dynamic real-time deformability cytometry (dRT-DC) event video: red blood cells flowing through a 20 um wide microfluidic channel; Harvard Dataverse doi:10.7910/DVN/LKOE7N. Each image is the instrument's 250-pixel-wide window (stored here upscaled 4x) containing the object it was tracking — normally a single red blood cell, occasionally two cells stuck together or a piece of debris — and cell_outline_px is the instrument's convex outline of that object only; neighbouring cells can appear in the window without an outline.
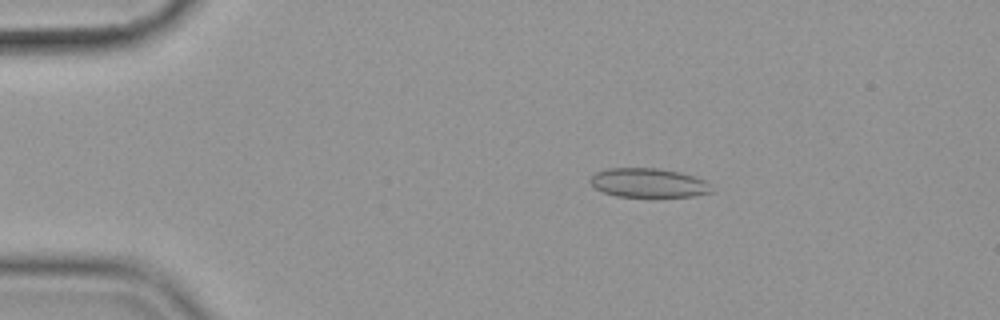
{"species": "common noctule bat (a hibernating species)", "species_latin": "Nyctalus noctula", "temperature_condition": "cold", "stored_images_in_passage": 57, "camera_frame_rate_fps": 3000, "um_per_image_px": 0.085, "animal": {"sex": "female", "body_mass_g": 19.9}, "frame": {"image": 1, "passage_image": 11, "time_ms": 3.333, "image_size_px": [1000, 320], "cell_outline_px": [[716, 192], [692, 196], [616, 196], [604, 192], [596, 188], [588, 180], [596, 172], [608, 168], [660, 168], [680, 172], [696, 176], [704, 180]], "centroid_in_image_um": [55.15, 15.53], "position_along_channel_um": 29.9, "area_um2": 20.58}}
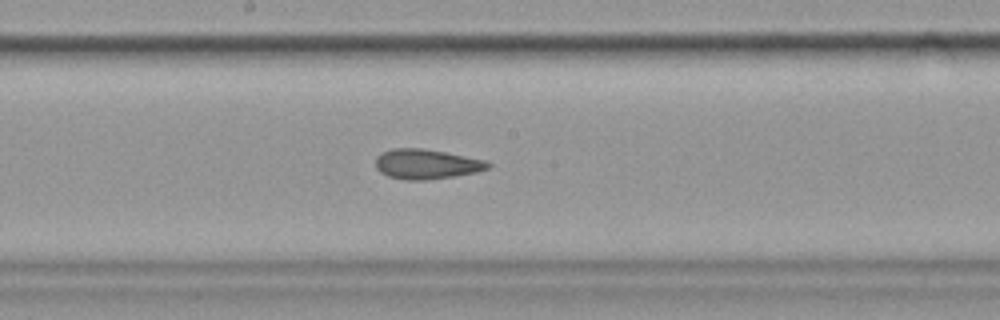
{"frame": {"image": 2, "passage_image": 31, "time_ms": 10.0, "image_size_px": [1000, 320], "cell_outline_px": [[492, 168], [476, 172], [456, 176], [424, 180], [404, 180], [388, 176], [380, 172], [376, 168], [376, 156], [380, 152], [392, 148], [424, 148], [484, 160], [492, 164]], "centroid_in_image_um": [36.23, 13.95], "position_along_channel_um": 212.0, "area_um2": 19.71}}
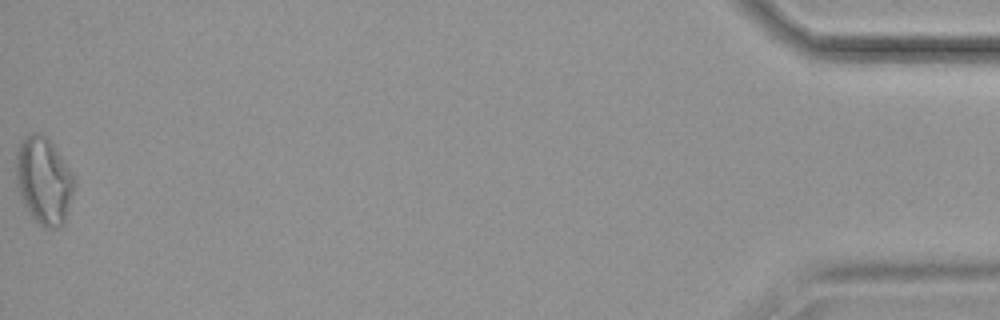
{"frame": {"image": 3, "passage_image": 57, "time_ms": 18.667, "image_size_px": [1000, 320], "cell_outline_px": [[72, 192], [64, 224], [60, 228], [44, 228], [32, 216], [20, 200], [16, 184], [16, 148], [20, 140], [32, 132], [40, 132], [52, 144], [68, 168], [72, 176]], "centroid_in_image_um": [3.65, 15.36], "position_along_channel_um": 431.5, "area_um2": 29.19}, "authors_computed_cell_mechanics": {"area_um2": 20.808, "velocity_mm_per_s": 3.5985, "shape_relaxation_time_tau1_ms": null, "shape_relaxation_time_tau2_ms": 2.5931, "deformation_change_tau1": null, "deformation_change_tau2": 0.0864}}